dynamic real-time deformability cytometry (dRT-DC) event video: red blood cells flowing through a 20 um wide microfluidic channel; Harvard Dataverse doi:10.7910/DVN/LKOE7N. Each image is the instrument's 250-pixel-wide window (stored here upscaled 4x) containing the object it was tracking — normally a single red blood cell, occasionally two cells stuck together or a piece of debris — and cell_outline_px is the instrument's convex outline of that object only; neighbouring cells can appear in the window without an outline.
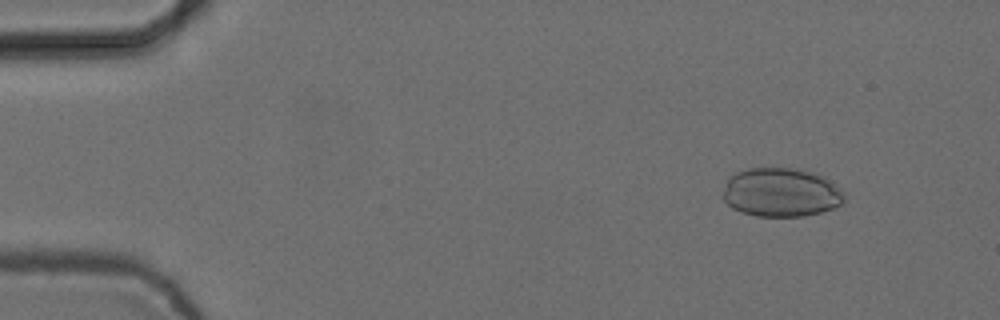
{"species": "common noctule bat (a hibernating species)", "species_latin": "Nyctalus noctula", "temperature_condition": "cold", "stored_images_in_passage": 10, "camera_frame_rate_fps": 3000, "um_per_image_px": 0.085, "animal": {"sex": "female", "body_mass_g": 24.6, "forearm_length_mm": 56.2}, "frame": {"image": 1, "passage_image": 2, "time_ms": 0.333, "image_size_px": [1000, 320], "cell_outline_px": [[844, 204], [820, 212], [804, 216], [756, 216], [740, 212], [732, 208], [720, 196], [728, 180], [736, 172], [748, 168], [796, 168], [816, 172], [824, 176], [840, 188], [844, 192]], "centroid_in_image_um": [66.4, 16.35], "position_along_channel_um": 18.6, "area_um2": 34.91}}
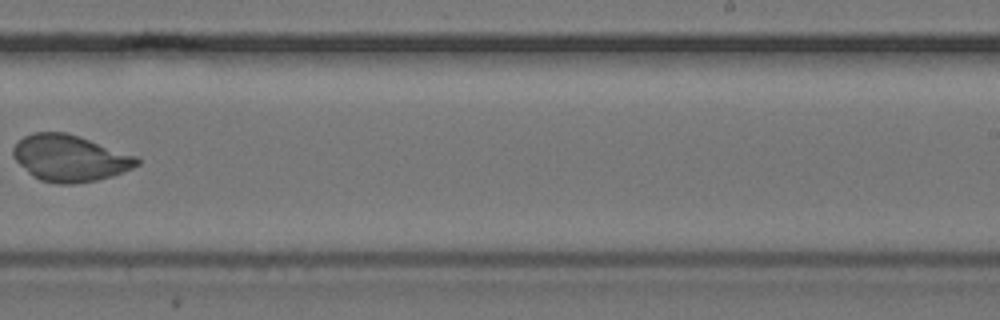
{"frame": {"image": 2, "passage_image": 9, "time_ms": 2.667, "image_size_px": [1000, 320], "cell_outline_px": [[140, 164], [132, 168], [112, 176], [96, 180], [72, 184], [56, 184], [40, 180], [32, 176], [12, 156], [12, 148], [24, 136], [32, 132], [68, 132], [136, 156], [140, 160]], "centroid_in_image_um": [5.92, 13.44], "position_along_channel_um": 283.1, "area_um2": 33.47}}
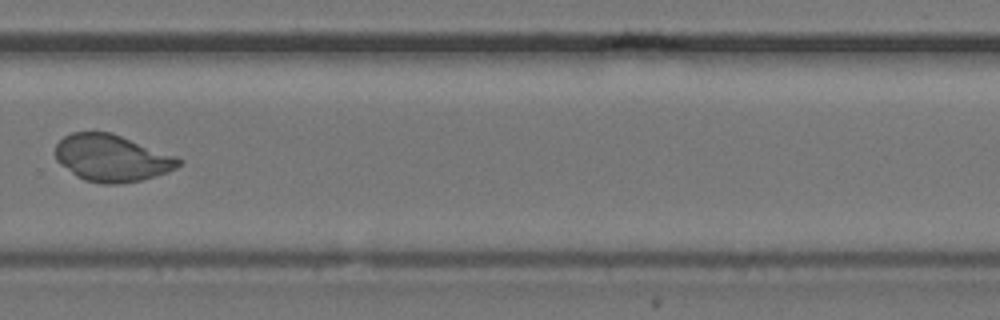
{"frame": {"image": 3, "passage_image": 10, "time_ms": 3.0, "image_size_px": [1000, 320], "cell_outline_px": [[184, 160], [176, 168], [168, 172], [156, 176], [140, 180], [120, 184], [104, 184], [84, 180], [76, 176], [60, 164], [56, 160], [56, 144], [64, 136], [72, 132], [112, 132], [176, 156]], "centroid_in_image_um": [9.51, 13.44], "position_along_channel_um": 320.3, "area_um2": 33.76}}